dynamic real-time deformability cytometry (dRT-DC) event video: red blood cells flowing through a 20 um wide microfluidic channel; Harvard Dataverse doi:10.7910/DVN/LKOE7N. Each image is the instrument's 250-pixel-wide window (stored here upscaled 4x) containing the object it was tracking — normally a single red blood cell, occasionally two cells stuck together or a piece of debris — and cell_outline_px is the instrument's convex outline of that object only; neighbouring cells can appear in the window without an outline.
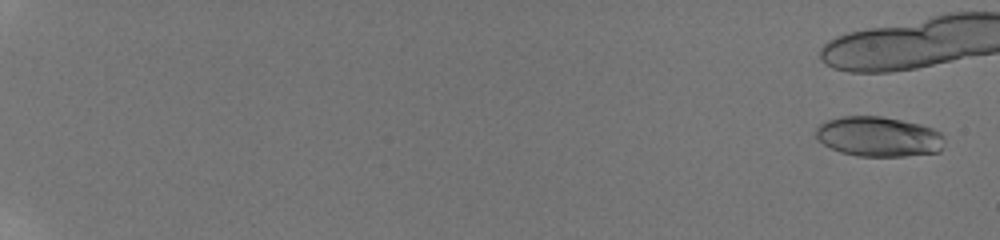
{"species": "human", "species_latin": "Homo sapiens", "temperature_condition": "room temperature", "stored_images_in_passage": 17, "camera_frame_rate_fps": 3000, "um_per_image_px": 0.085, "donor": {"sex": "male"}, "frame": {"image": 1, "passage_image": 3, "time_ms": 0.667, "image_size_px": [1000, 240], "cell_outline_px": [[944, 140], [940, 152], [904, 156], [856, 156], [840, 152], [824, 144], [816, 136], [816, 128], [820, 124], [828, 120], [840, 116], [880, 116], [920, 124], [932, 128], [940, 132], [944, 136]], "centroid_in_image_um": [74.7, 11.61], "position_along_channel_um": 10.3, "area_um2": 29.94}}